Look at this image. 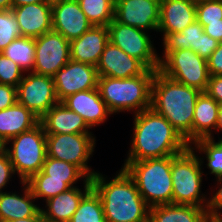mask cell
Masks as SVG:
<instances>
[{
	"instance_id": "6da1fadb",
	"label": "cell",
	"mask_w": 222,
	"mask_h": 222,
	"mask_svg": "<svg viewBox=\"0 0 222 222\" xmlns=\"http://www.w3.org/2000/svg\"><path fill=\"white\" fill-rule=\"evenodd\" d=\"M133 115V134L125 161L179 155L190 147L170 122L152 108Z\"/></svg>"
},
{
	"instance_id": "7a4b0ae2",
	"label": "cell",
	"mask_w": 222,
	"mask_h": 222,
	"mask_svg": "<svg viewBox=\"0 0 222 222\" xmlns=\"http://www.w3.org/2000/svg\"><path fill=\"white\" fill-rule=\"evenodd\" d=\"M91 181L101 199L106 222H148L150 207L124 168L111 180L98 171Z\"/></svg>"
},
{
	"instance_id": "3957f363",
	"label": "cell",
	"mask_w": 222,
	"mask_h": 222,
	"mask_svg": "<svg viewBox=\"0 0 222 222\" xmlns=\"http://www.w3.org/2000/svg\"><path fill=\"white\" fill-rule=\"evenodd\" d=\"M202 92L179 83L156 70L151 86V108L164 116L179 134L192 143V121Z\"/></svg>"
},
{
	"instance_id": "277c9868",
	"label": "cell",
	"mask_w": 222,
	"mask_h": 222,
	"mask_svg": "<svg viewBox=\"0 0 222 222\" xmlns=\"http://www.w3.org/2000/svg\"><path fill=\"white\" fill-rule=\"evenodd\" d=\"M156 70L130 78L99 76L98 90L109 111L137 114L151 108V86Z\"/></svg>"
},
{
	"instance_id": "5b68a950",
	"label": "cell",
	"mask_w": 222,
	"mask_h": 222,
	"mask_svg": "<svg viewBox=\"0 0 222 222\" xmlns=\"http://www.w3.org/2000/svg\"><path fill=\"white\" fill-rule=\"evenodd\" d=\"M172 156L124 161L122 168L134 179L149 207L172 204Z\"/></svg>"
},
{
	"instance_id": "8992f818",
	"label": "cell",
	"mask_w": 222,
	"mask_h": 222,
	"mask_svg": "<svg viewBox=\"0 0 222 222\" xmlns=\"http://www.w3.org/2000/svg\"><path fill=\"white\" fill-rule=\"evenodd\" d=\"M198 155L189 147L172 156L171 177L173 204L207 207L208 198L201 192L203 171Z\"/></svg>"
},
{
	"instance_id": "52a82bcc",
	"label": "cell",
	"mask_w": 222,
	"mask_h": 222,
	"mask_svg": "<svg viewBox=\"0 0 222 222\" xmlns=\"http://www.w3.org/2000/svg\"><path fill=\"white\" fill-rule=\"evenodd\" d=\"M6 152L20 183L28 181L42 170L47 156L43 125L39 123L33 129L9 139L6 142Z\"/></svg>"
},
{
	"instance_id": "ba28073f",
	"label": "cell",
	"mask_w": 222,
	"mask_h": 222,
	"mask_svg": "<svg viewBox=\"0 0 222 222\" xmlns=\"http://www.w3.org/2000/svg\"><path fill=\"white\" fill-rule=\"evenodd\" d=\"M95 145L92 133L46 134L47 156L77 166L89 179L97 172L88 166Z\"/></svg>"
},
{
	"instance_id": "9c48e42d",
	"label": "cell",
	"mask_w": 222,
	"mask_h": 222,
	"mask_svg": "<svg viewBox=\"0 0 222 222\" xmlns=\"http://www.w3.org/2000/svg\"><path fill=\"white\" fill-rule=\"evenodd\" d=\"M159 71L165 76L205 92L209 81L207 60L191 49L175 50L161 62Z\"/></svg>"
},
{
	"instance_id": "30bf717a",
	"label": "cell",
	"mask_w": 222,
	"mask_h": 222,
	"mask_svg": "<svg viewBox=\"0 0 222 222\" xmlns=\"http://www.w3.org/2000/svg\"><path fill=\"white\" fill-rule=\"evenodd\" d=\"M107 28L111 43L129 56L139 60L147 69L159 70V53H157L147 31L123 25L115 19Z\"/></svg>"
},
{
	"instance_id": "8fae6325",
	"label": "cell",
	"mask_w": 222,
	"mask_h": 222,
	"mask_svg": "<svg viewBox=\"0 0 222 222\" xmlns=\"http://www.w3.org/2000/svg\"><path fill=\"white\" fill-rule=\"evenodd\" d=\"M17 102L41 119L47 111L59 103L54 78L33 72L24 73L17 86Z\"/></svg>"
},
{
	"instance_id": "7c38bea8",
	"label": "cell",
	"mask_w": 222,
	"mask_h": 222,
	"mask_svg": "<svg viewBox=\"0 0 222 222\" xmlns=\"http://www.w3.org/2000/svg\"><path fill=\"white\" fill-rule=\"evenodd\" d=\"M70 60V41L62 34L52 30L35 38L33 73L54 77Z\"/></svg>"
},
{
	"instance_id": "4fadbf2b",
	"label": "cell",
	"mask_w": 222,
	"mask_h": 222,
	"mask_svg": "<svg viewBox=\"0 0 222 222\" xmlns=\"http://www.w3.org/2000/svg\"><path fill=\"white\" fill-rule=\"evenodd\" d=\"M59 102L77 92L95 89L98 86V71L91 64L70 60L53 77Z\"/></svg>"
},
{
	"instance_id": "5bb4252c",
	"label": "cell",
	"mask_w": 222,
	"mask_h": 222,
	"mask_svg": "<svg viewBox=\"0 0 222 222\" xmlns=\"http://www.w3.org/2000/svg\"><path fill=\"white\" fill-rule=\"evenodd\" d=\"M114 19L145 31H158L160 0H120L114 7Z\"/></svg>"
},
{
	"instance_id": "9a60e30c",
	"label": "cell",
	"mask_w": 222,
	"mask_h": 222,
	"mask_svg": "<svg viewBox=\"0 0 222 222\" xmlns=\"http://www.w3.org/2000/svg\"><path fill=\"white\" fill-rule=\"evenodd\" d=\"M92 26L78 0H62L52 5V30L68 41L79 38Z\"/></svg>"
},
{
	"instance_id": "2e32d148",
	"label": "cell",
	"mask_w": 222,
	"mask_h": 222,
	"mask_svg": "<svg viewBox=\"0 0 222 222\" xmlns=\"http://www.w3.org/2000/svg\"><path fill=\"white\" fill-rule=\"evenodd\" d=\"M99 76L111 78H130L143 74L147 68L136 58L111 43L105 46L96 66Z\"/></svg>"
},
{
	"instance_id": "e0dca14e",
	"label": "cell",
	"mask_w": 222,
	"mask_h": 222,
	"mask_svg": "<svg viewBox=\"0 0 222 222\" xmlns=\"http://www.w3.org/2000/svg\"><path fill=\"white\" fill-rule=\"evenodd\" d=\"M62 103L69 110L78 113L91 129L105 123L109 115H112L98 88L77 92L65 98Z\"/></svg>"
},
{
	"instance_id": "ac0fdd59",
	"label": "cell",
	"mask_w": 222,
	"mask_h": 222,
	"mask_svg": "<svg viewBox=\"0 0 222 222\" xmlns=\"http://www.w3.org/2000/svg\"><path fill=\"white\" fill-rule=\"evenodd\" d=\"M22 36L36 38L52 31V5L46 2L12 8Z\"/></svg>"
},
{
	"instance_id": "d6986e66",
	"label": "cell",
	"mask_w": 222,
	"mask_h": 222,
	"mask_svg": "<svg viewBox=\"0 0 222 222\" xmlns=\"http://www.w3.org/2000/svg\"><path fill=\"white\" fill-rule=\"evenodd\" d=\"M108 42L107 26H92L79 38L70 41V59L97 66Z\"/></svg>"
},
{
	"instance_id": "ffe728a7",
	"label": "cell",
	"mask_w": 222,
	"mask_h": 222,
	"mask_svg": "<svg viewBox=\"0 0 222 222\" xmlns=\"http://www.w3.org/2000/svg\"><path fill=\"white\" fill-rule=\"evenodd\" d=\"M196 20V4L188 0H160L158 31L164 38L169 33H180Z\"/></svg>"
},
{
	"instance_id": "44dd1931",
	"label": "cell",
	"mask_w": 222,
	"mask_h": 222,
	"mask_svg": "<svg viewBox=\"0 0 222 222\" xmlns=\"http://www.w3.org/2000/svg\"><path fill=\"white\" fill-rule=\"evenodd\" d=\"M83 185V191L75 186L45 201V208H40L44 220L46 222H69L83 196L92 188L91 179L88 178Z\"/></svg>"
},
{
	"instance_id": "7402d4cb",
	"label": "cell",
	"mask_w": 222,
	"mask_h": 222,
	"mask_svg": "<svg viewBox=\"0 0 222 222\" xmlns=\"http://www.w3.org/2000/svg\"><path fill=\"white\" fill-rule=\"evenodd\" d=\"M21 184L24 188L22 187L23 192L20 195L16 191H5L0 194V222L36 216L41 211L28 184Z\"/></svg>"
},
{
	"instance_id": "603a6c76",
	"label": "cell",
	"mask_w": 222,
	"mask_h": 222,
	"mask_svg": "<svg viewBox=\"0 0 222 222\" xmlns=\"http://www.w3.org/2000/svg\"><path fill=\"white\" fill-rule=\"evenodd\" d=\"M46 134L92 133L84 119L62 102L54 105L40 119Z\"/></svg>"
},
{
	"instance_id": "cb8c5ba5",
	"label": "cell",
	"mask_w": 222,
	"mask_h": 222,
	"mask_svg": "<svg viewBox=\"0 0 222 222\" xmlns=\"http://www.w3.org/2000/svg\"><path fill=\"white\" fill-rule=\"evenodd\" d=\"M40 119L22 104L16 102L0 110V138L7 142L19 134L33 129Z\"/></svg>"
},
{
	"instance_id": "d4e9b609",
	"label": "cell",
	"mask_w": 222,
	"mask_h": 222,
	"mask_svg": "<svg viewBox=\"0 0 222 222\" xmlns=\"http://www.w3.org/2000/svg\"><path fill=\"white\" fill-rule=\"evenodd\" d=\"M219 105L205 92L199 95L192 121V143L201 138H215L213 131L216 128Z\"/></svg>"
},
{
	"instance_id": "484cf974",
	"label": "cell",
	"mask_w": 222,
	"mask_h": 222,
	"mask_svg": "<svg viewBox=\"0 0 222 222\" xmlns=\"http://www.w3.org/2000/svg\"><path fill=\"white\" fill-rule=\"evenodd\" d=\"M148 222H210V219L204 207L172 203L150 207Z\"/></svg>"
},
{
	"instance_id": "4316f807",
	"label": "cell",
	"mask_w": 222,
	"mask_h": 222,
	"mask_svg": "<svg viewBox=\"0 0 222 222\" xmlns=\"http://www.w3.org/2000/svg\"><path fill=\"white\" fill-rule=\"evenodd\" d=\"M203 32V26L195 20L180 33H169L166 35L162 40L163 56H159V62L175 50L191 49L197 53L199 34H202Z\"/></svg>"
},
{
	"instance_id": "83f0119b",
	"label": "cell",
	"mask_w": 222,
	"mask_h": 222,
	"mask_svg": "<svg viewBox=\"0 0 222 222\" xmlns=\"http://www.w3.org/2000/svg\"><path fill=\"white\" fill-rule=\"evenodd\" d=\"M42 171L46 174V180L64 181L71 188L75 187L74 184H77L79 179L83 182L88 179L77 166L48 156H46Z\"/></svg>"
},
{
	"instance_id": "f1b7e54d",
	"label": "cell",
	"mask_w": 222,
	"mask_h": 222,
	"mask_svg": "<svg viewBox=\"0 0 222 222\" xmlns=\"http://www.w3.org/2000/svg\"><path fill=\"white\" fill-rule=\"evenodd\" d=\"M190 148L197 154L201 164L206 159V166L210 174L215 178L222 176V140L216 142L215 139L201 138L190 144ZM199 153L204 156H199Z\"/></svg>"
},
{
	"instance_id": "f546056e",
	"label": "cell",
	"mask_w": 222,
	"mask_h": 222,
	"mask_svg": "<svg viewBox=\"0 0 222 222\" xmlns=\"http://www.w3.org/2000/svg\"><path fill=\"white\" fill-rule=\"evenodd\" d=\"M1 53L19 65L25 73L32 72L35 59V38L19 37Z\"/></svg>"
},
{
	"instance_id": "4dcf8cb0",
	"label": "cell",
	"mask_w": 222,
	"mask_h": 222,
	"mask_svg": "<svg viewBox=\"0 0 222 222\" xmlns=\"http://www.w3.org/2000/svg\"><path fill=\"white\" fill-rule=\"evenodd\" d=\"M69 222H106L101 199L93 188L83 196Z\"/></svg>"
},
{
	"instance_id": "1f68e13d",
	"label": "cell",
	"mask_w": 222,
	"mask_h": 222,
	"mask_svg": "<svg viewBox=\"0 0 222 222\" xmlns=\"http://www.w3.org/2000/svg\"><path fill=\"white\" fill-rule=\"evenodd\" d=\"M81 10L93 26H108L114 19L112 0H78Z\"/></svg>"
},
{
	"instance_id": "d6a6232c",
	"label": "cell",
	"mask_w": 222,
	"mask_h": 222,
	"mask_svg": "<svg viewBox=\"0 0 222 222\" xmlns=\"http://www.w3.org/2000/svg\"><path fill=\"white\" fill-rule=\"evenodd\" d=\"M26 183L37 201L38 199L47 201L71 188L64 181L46 180V174L42 170L33 175Z\"/></svg>"
},
{
	"instance_id": "836d02e7",
	"label": "cell",
	"mask_w": 222,
	"mask_h": 222,
	"mask_svg": "<svg viewBox=\"0 0 222 222\" xmlns=\"http://www.w3.org/2000/svg\"><path fill=\"white\" fill-rule=\"evenodd\" d=\"M23 37L11 10H0V53L15 39Z\"/></svg>"
},
{
	"instance_id": "e575fe53",
	"label": "cell",
	"mask_w": 222,
	"mask_h": 222,
	"mask_svg": "<svg viewBox=\"0 0 222 222\" xmlns=\"http://www.w3.org/2000/svg\"><path fill=\"white\" fill-rule=\"evenodd\" d=\"M196 20L204 27L222 22V0H206L196 4Z\"/></svg>"
},
{
	"instance_id": "d590c367",
	"label": "cell",
	"mask_w": 222,
	"mask_h": 222,
	"mask_svg": "<svg viewBox=\"0 0 222 222\" xmlns=\"http://www.w3.org/2000/svg\"><path fill=\"white\" fill-rule=\"evenodd\" d=\"M24 71L14 61L0 53V84L18 86L24 76Z\"/></svg>"
},
{
	"instance_id": "8d00e7d4",
	"label": "cell",
	"mask_w": 222,
	"mask_h": 222,
	"mask_svg": "<svg viewBox=\"0 0 222 222\" xmlns=\"http://www.w3.org/2000/svg\"><path fill=\"white\" fill-rule=\"evenodd\" d=\"M217 185L215 193L209 196L206 211L208 213L209 219L214 220L217 218H222V176L215 178Z\"/></svg>"
},
{
	"instance_id": "74e56055",
	"label": "cell",
	"mask_w": 222,
	"mask_h": 222,
	"mask_svg": "<svg viewBox=\"0 0 222 222\" xmlns=\"http://www.w3.org/2000/svg\"><path fill=\"white\" fill-rule=\"evenodd\" d=\"M14 175L15 171L13 165L7 152H5L0 156V194L7 187V184L12 181L11 178L14 177Z\"/></svg>"
},
{
	"instance_id": "f35d334b",
	"label": "cell",
	"mask_w": 222,
	"mask_h": 222,
	"mask_svg": "<svg viewBox=\"0 0 222 222\" xmlns=\"http://www.w3.org/2000/svg\"><path fill=\"white\" fill-rule=\"evenodd\" d=\"M219 43V41L203 32L199 34L197 54L207 60L218 47Z\"/></svg>"
},
{
	"instance_id": "ab89813d",
	"label": "cell",
	"mask_w": 222,
	"mask_h": 222,
	"mask_svg": "<svg viewBox=\"0 0 222 222\" xmlns=\"http://www.w3.org/2000/svg\"><path fill=\"white\" fill-rule=\"evenodd\" d=\"M17 102V88L0 84V110L9 108Z\"/></svg>"
},
{
	"instance_id": "60d3db41",
	"label": "cell",
	"mask_w": 222,
	"mask_h": 222,
	"mask_svg": "<svg viewBox=\"0 0 222 222\" xmlns=\"http://www.w3.org/2000/svg\"><path fill=\"white\" fill-rule=\"evenodd\" d=\"M205 93L222 104V75H210Z\"/></svg>"
},
{
	"instance_id": "b9f144b4",
	"label": "cell",
	"mask_w": 222,
	"mask_h": 222,
	"mask_svg": "<svg viewBox=\"0 0 222 222\" xmlns=\"http://www.w3.org/2000/svg\"><path fill=\"white\" fill-rule=\"evenodd\" d=\"M209 75H222V42L207 59Z\"/></svg>"
},
{
	"instance_id": "7bdbcfd3",
	"label": "cell",
	"mask_w": 222,
	"mask_h": 222,
	"mask_svg": "<svg viewBox=\"0 0 222 222\" xmlns=\"http://www.w3.org/2000/svg\"><path fill=\"white\" fill-rule=\"evenodd\" d=\"M203 28L204 32L207 35H209L213 39H216L219 42H222V22L209 23Z\"/></svg>"
},
{
	"instance_id": "ee69618b",
	"label": "cell",
	"mask_w": 222,
	"mask_h": 222,
	"mask_svg": "<svg viewBox=\"0 0 222 222\" xmlns=\"http://www.w3.org/2000/svg\"><path fill=\"white\" fill-rule=\"evenodd\" d=\"M9 222H45V220L43 218L42 212L40 211L36 216L11 220Z\"/></svg>"
},
{
	"instance_id": "f6af8a7d",
	"label": "cell",
	"mask_w": 222,
	"mask_h": 222,
	"mask_svg": "<svg viewBox=\"0 0 222 222\" xmlns=\"http://www.w3.org/2000/svg\"><path fill=\"white\" fill-rule=\"evenodd\" d=\"M43 2H45V0H12V8L26 4L43 3Z\"/></svg>"
},
{
	"instance_id": "bcb514c9",
	"label": "cell",
	"mask_w": 222,
	"mask_h": 222,
	"mask_svg": "<svg viewBox=\"0 0 222 222\" xmlns=\"http://www.w3.org/2000/svg\"><path fill=\"white\" fill-rule=\"evenodd\" d=\"M222 131V104L219 105V114H218V117H217V123H216V128H215V131L214 133H220V131ZM218 138L219 140H222V138L219 137V134H218Z\"/></svg>"
},
{
	"instance_id": "7dc6e473",
	"label": "cell",
	"mask_w": 222,
	"mask_h": 222,
	"mask_svg": "<svg viewBox=\"0 0 222 222\" xmlns=\"http://www.w3.org/2000/svg\"><path fill=\"white\" fill-rule=\"evenodd\" d=\"M12 0H0V10H11Z\"/></svg>"
},
{
	"instance_id": "c3c4849f",
	"label": "cell",
	"mask_w": 222,
	"mask_h": 222,
	"mask_svg": "<svg viewBox=\"0 0 222 222\" xmlns=\"http://www.w3.org/2000/svg\"><path fill=\"white\" fill-rule=\"evenodd\" d=\"M6 152V142L0 138V156Z\"/></svg>"
},
{
	"instance_id": "681fc988",
	"label": "cell",
	"mask_w": 222,
	"mask_h": 222,
	"mask_svg": "<svg viewBox=\"0 0 222 222\" xmlns=\"http://www.w3.org/2000/svg\"><path fill=\"white\" fill-rule=\"evenodd\" d=\"M61 1L62 0H45L46 3L51 4V5H53L55 3H58V2H61Z\"/></svg>"
},
{
	"instance_id": "f907efd6",
	"label": "cell",
	"mask_w": 222,
	"mask_h": 222,
	"mask_svg": "<svg viewBox=\"0 0 222 222\" xmlns=\"http://www.w3.org/2000/svg\"><path fill=\"white\" fill-rule=\"evenodd\" d=\"M188 1H190V2H192L194 4H198V3L204 2L206 0H188Z\"/></svg>"
},
{
	"instance_id": "816d5d0a",
	"label": "cell",
	"mask_w": 222,
	"mask_h": 222,
	"mask_svg": "<svg viewBox=\"0 0 222 222\" xmlns=\"http://www.w3.org/2000/svg\"><path fill=\"white\" fill-rule=\"evenodd\" d=\"M210 222H222V218H217V219H214V220H210Z\"/></svg>"
},
{
	"instance_id": "f5cc1de1",
	"label": "cell",
	"mask_w": 222,
	"mask_h": 222,
	"mask_svg": "<svg viewBox=\"0 0 222 222\" xmlns=\"http://www.w3.org/2000/svg\"><path fill=\"white\" fill-rule=\"evenodd\" d=\"M118 1H120V0H112V2H113L114 4H116Z\"/></svg>"
}]
</instances>
